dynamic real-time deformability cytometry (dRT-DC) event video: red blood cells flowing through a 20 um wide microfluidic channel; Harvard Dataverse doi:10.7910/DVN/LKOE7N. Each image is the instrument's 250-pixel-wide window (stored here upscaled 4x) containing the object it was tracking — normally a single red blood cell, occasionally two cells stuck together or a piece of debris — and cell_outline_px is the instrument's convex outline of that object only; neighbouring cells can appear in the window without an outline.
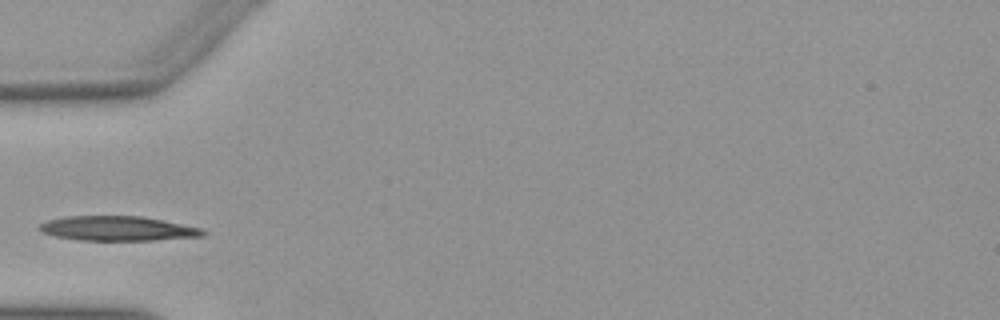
{"species": "Egyptian fruit bat (a non-hibernating species)", "species_latin": "Rousettus aegyptiacus", "temperature_condition": "warm", "stored_images_in_passage": 16, "camera_frame_rate_fps": 3000, "um_per_image_px": 0.085, "animal": {"sex": "female"}, "frame": {"image": 1, "passage_image": 1, "time_ms": 0.0, "image_size_px": [1000, 320], "cell_outline_px": [[208, 232], [204, 236], [152, 240], [76, 240], [52, 236], [40, 232], [36, 228], [40, 224], [48, 220], [64, 216], [144, 216], [200, 228]], "centroid_in_image_um": [9.94, 19.42], "position_along_channel_um": 75.1, "area_um2": 23.64}}
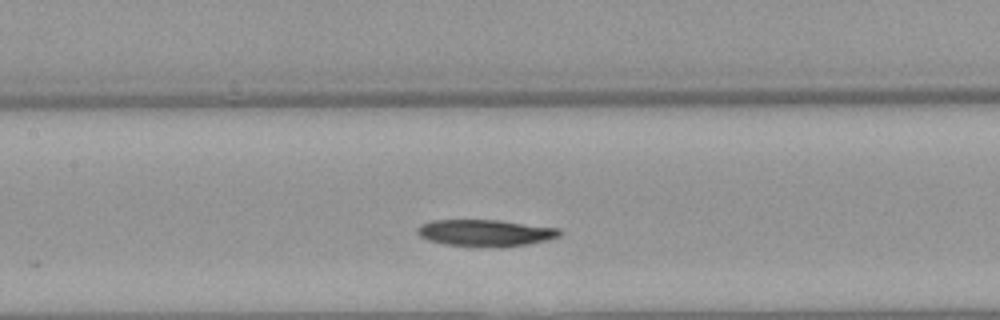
{"frame": {"image": 2, "passage_image": 8, "time_ms": 2.333, "image_size_px": [1000, 320], "cell_outline_px": [[564, 232], [560, 236], [548, 240], [528, 244], [500, 248], [444, 244], [428, 240], [420, 236], [416, 232], [416, 228], [420, 224], [432, 220], [500, 220], [560, 228]], "centroid_in_image_um": [41.29, 19.8], "position_along_channel_um": 166.1, "area_um2": 22.54}}
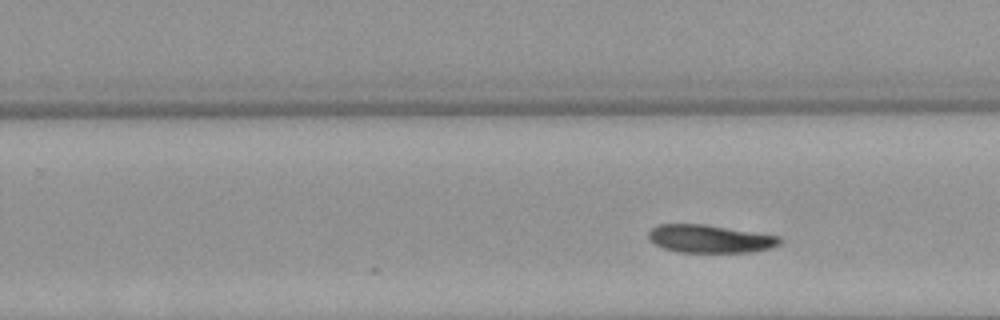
{"frame": {"image": 3, "passage_image": 16, "time_ms": 5.0, "image_size_px": [1000, 320], "cell_outline_px": [[784, 240], [780, 244], [768, 248], [748, 252], [676, 252], [664, 248], [648, 240], [648, 232], [652, 228], [660, 224], [704, 224], [780, 236]], "centroid_in_image_um": [60.33, 20.29], "position_along_channel_um": 269.5, "area_um2": 21.33}}